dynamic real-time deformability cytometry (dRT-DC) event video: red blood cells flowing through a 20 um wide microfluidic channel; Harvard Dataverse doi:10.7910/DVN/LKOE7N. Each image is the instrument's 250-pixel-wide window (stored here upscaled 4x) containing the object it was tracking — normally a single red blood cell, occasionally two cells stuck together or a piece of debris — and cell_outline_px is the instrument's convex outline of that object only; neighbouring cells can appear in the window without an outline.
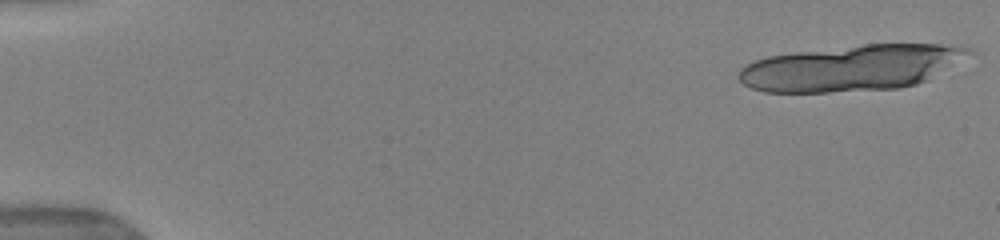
{"species": "human", "species_latin": "Homo sapiens", "temperature_condition": "warm", "stored_images_in_passage": 20, "camera_frame_rate_fps": 3000, "um_per_image_px": 0.085, "donor": {"sex": "female"}, "frame": {"image": 1, "passage_image": 1, "time_ms": 0.0, "image_size_px": [1000, 240], "cell_outline_px": [[972, 52], [928, 80], [916, 84], [896, 88], [828, 92], [764, 92], [752, 88], [744, 84], [736, 76], [740, 68], [756, 60], [768, 56], [796, 52], [864, 44], [940, 44], [968, 48]], "centroid_in_image_um": [72.3, 5.77], "position_along_channel_um": 12.7, "area_um2": 60.75}}